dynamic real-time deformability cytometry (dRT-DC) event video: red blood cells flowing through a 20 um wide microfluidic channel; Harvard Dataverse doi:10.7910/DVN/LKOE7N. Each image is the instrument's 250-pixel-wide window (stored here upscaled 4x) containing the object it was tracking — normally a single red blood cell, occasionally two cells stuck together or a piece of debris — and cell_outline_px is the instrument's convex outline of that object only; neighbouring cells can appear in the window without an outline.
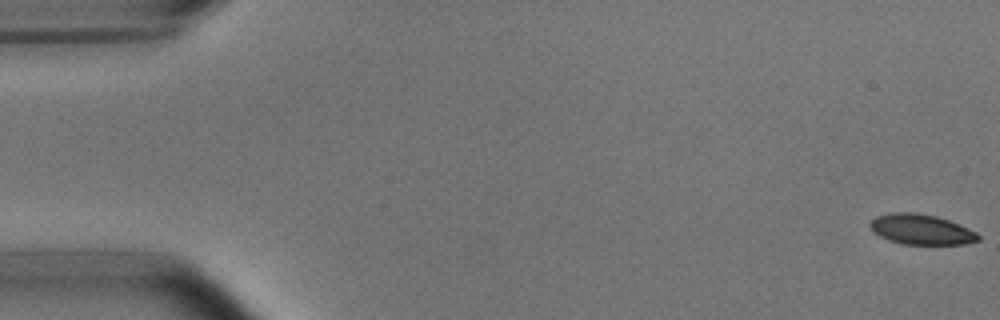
{"species": "common noctule bat (a hibernating species)", "species_latin": "Nyctalus noctula", "temperature_condition": "room temperature", "stored_images_in_passage": 13, "camera_frame_rate_fps": 3000, "um_per_image_px": 0.085, "animal": {"sex": "male", "body_mass_g": 15.6}, "frame": {"image": 1, "passage_image": 1, "time_ms": 0.0, "image_size_px": [1000, 320], "cell_outline_px": [[980, 240], [964, 244], [904, 244], [888, 240], [880, 236], [868, 224], [876, 216], [892, 212], [916, 212], [936, 216], [948, 220], [976, 232], [980, 236]], "centroid_in_image_um": [78.3, 19.49], "position_along_channel_um": 6.7, "area_um2": 18.9}}